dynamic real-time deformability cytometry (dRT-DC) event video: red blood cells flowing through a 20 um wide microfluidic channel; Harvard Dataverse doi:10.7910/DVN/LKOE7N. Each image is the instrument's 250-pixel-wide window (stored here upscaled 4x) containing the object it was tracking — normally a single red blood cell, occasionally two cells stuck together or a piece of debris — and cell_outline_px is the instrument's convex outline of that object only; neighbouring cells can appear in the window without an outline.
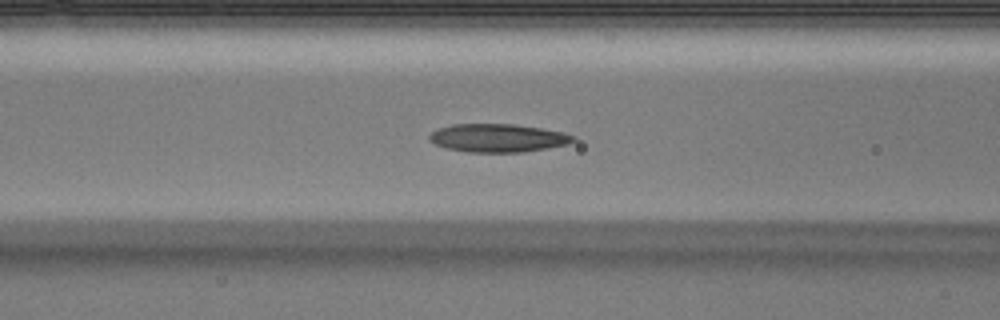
{"species": "Egyptian fruit bat (a non-hibernating species)", "species_latin": "Rousettus aegyptiacus", "temperature_condition": "warm", "stored_images_in_passage": 5, "camera_frame_rate_fps": 3000, "um_per_image_px": 0.085, "animal": {"sex": "male"}, "frame": {"image": 1, "passage_image": 5, "time_ms": 1.333, "image_size_px": [1000, 320], "cell_outline_px": [[576, 140], [568, 144], [548, 148], [520, 152], [468, 152], [448, 148], [436, 144], [428, 140], [428, 136], [436, 128], [452, 124], [512, 124], [540, 128], [564, 132], [576, 136]], "centroid_in_image_um": [42.32, 11.72], "position_along_channel_um": 124.3, "area_um2": 23.7}}